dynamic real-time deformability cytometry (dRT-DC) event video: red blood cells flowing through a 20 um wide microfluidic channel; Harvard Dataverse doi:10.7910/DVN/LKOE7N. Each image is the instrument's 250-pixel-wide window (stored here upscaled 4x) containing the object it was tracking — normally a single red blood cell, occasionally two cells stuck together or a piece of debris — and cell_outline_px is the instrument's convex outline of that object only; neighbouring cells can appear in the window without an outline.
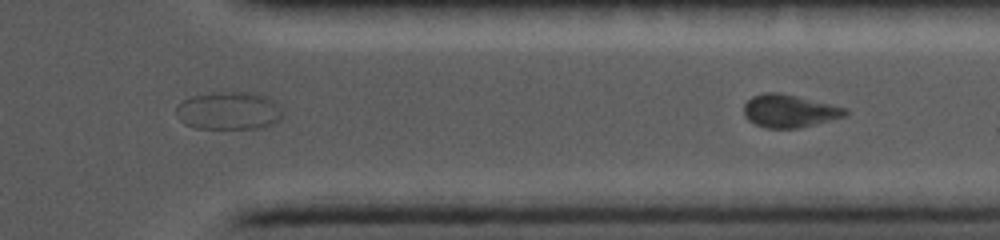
{"species": "common noctule bat (a hibernating species)", "species_latin": "Nyctalus noctula", "temperature_condition": "cold", "stored_images_in_passage": 22, "segment_of_instrument_passage": [2, 2], "camera_frame_rate_fps": 5000, "um_per_image_px": 0.085, "animal": {"sex": "female", "body_mass_g": 19.0, "forearm_length_mm": 56.7}, "frame": {"image": 1, "passage_image": 22, "time_ms": 11.6, "image_size_px": [1000, 240], "cell_outline_px": [[848, 112], [844, 116], [796, 128], [768, 128], [756, 124], [748, 120], [744, 116], [744, 104], [752, 96], [764, 92], [780, 92], [848, 108]], "centroid_in_image_um": [67.06, 9.41], "position_along_channel_um": 344.3, "area_um2": 19.19}}